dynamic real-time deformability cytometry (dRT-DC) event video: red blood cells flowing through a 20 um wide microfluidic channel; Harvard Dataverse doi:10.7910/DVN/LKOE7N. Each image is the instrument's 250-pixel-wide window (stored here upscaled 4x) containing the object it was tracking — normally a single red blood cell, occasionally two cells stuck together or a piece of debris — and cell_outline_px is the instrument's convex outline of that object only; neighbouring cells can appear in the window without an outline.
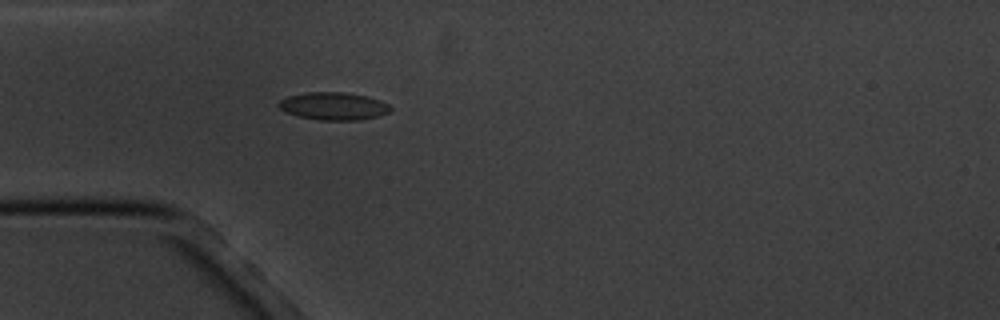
{"species": "common noctule bat (a hibernating species)", "species_latin": "Nyctalus noctula", "temperature_condition": "cold", "stored_images_in_passage": 2, "camera_frame_rate_fps": 3000, "um_per_image_px": 0.085, "animal": {"sex": "male", "body_mass_g": 20.1, "forearm_length_mm": 53.5}, "frame": {"image": 1, "passage_image": 2, "time_ms": 2.0, "image_size_px": [1000, 320], "cell_outline_px": [[392, 108], [388, 112], [376, 116], [360, 120], [320, 120], [300, 116], [284, 112], [276, 104], [280, 100], [288, 96], [308, 92], [344, 92], [368, 96], [380, 100], [388, 104]], "centroid_in_image_um": [28.34, 9.01], "position_along_channel_um": 56.7, "area_um2": 17.98}}